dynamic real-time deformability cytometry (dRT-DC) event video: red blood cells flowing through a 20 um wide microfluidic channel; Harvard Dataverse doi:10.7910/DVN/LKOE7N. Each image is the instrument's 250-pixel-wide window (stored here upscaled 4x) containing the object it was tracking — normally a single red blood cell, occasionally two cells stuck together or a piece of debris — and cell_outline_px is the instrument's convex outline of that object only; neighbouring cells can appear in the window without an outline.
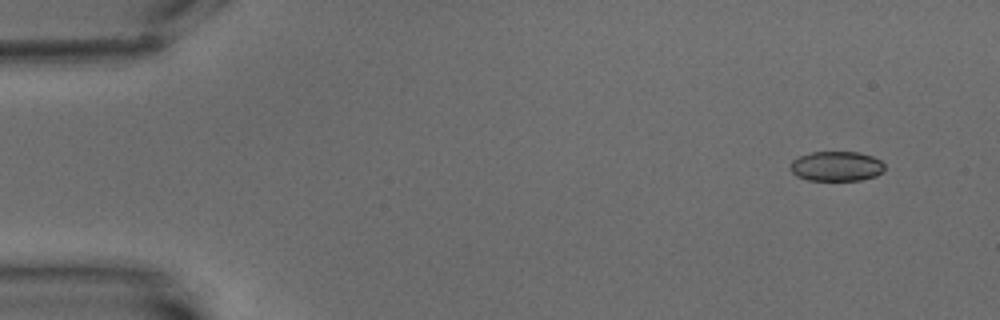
{"species": "common noctule bat (a hibernating species)", "species_latin": "Nyctalus noctula", "temperature_condition": "warm", "stored_images_in_passage": 11, "camera_frame_rate_fps": 3000, "um_per_image_px": 0.085, "animal": {"sex": "male", "body_mass_g": 15.6}, "frame": {"image": 1, "passage_image": 1, "time_ms": 0.0, "image_size_px": [1000, 320], "cell_outline_px": [[884, 172], [876, 176], [860, 180], [808, 180], [796, 176], [792, 172], [792, 160], [800, 156], [812, 152], [860, 152], [872, 156], [880, 160], [884, 164]], "centroid_in_image_um": [71.13, 14.13], "position_along_channel_um": 13.9, "area_um2": 16.36}}
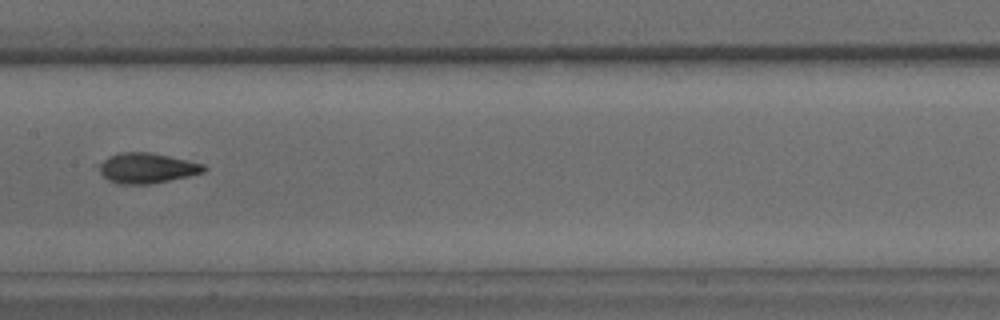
{"frame": {"image": 2, "passage_image": 8, "time_ms": 9.0, "image_size_px": [1000, 320], "cell_outline_px": [[208, 168], [204, 172], [188, 176], [148, 184], [120, 184], [108, 180], [100, 172], [100, 164], [108, 156], [120, 152], [148, 152], [188, 160], [204, 164]], "centroid_in_image_um": [12.5, 14.28], "position_along_channel_um": 194.9, "area_um2": 18.26}}
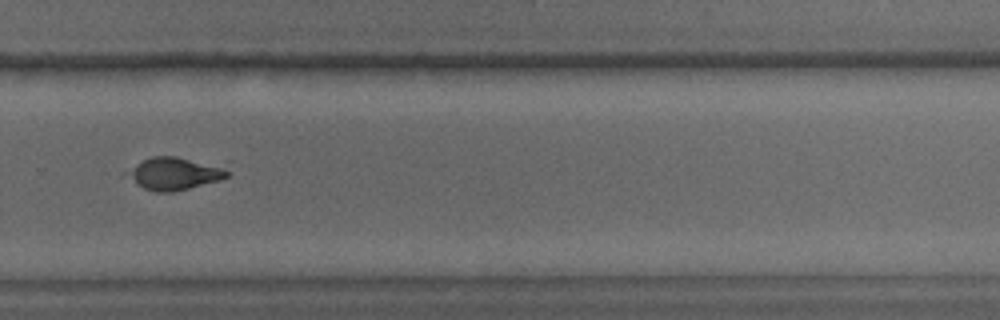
{"frame": {"image": 3, "passage_image": 11, "time_ms": 12.667, "image_size_px": [1000, 320], "cell_outline_px": [[232, 160], [228, 176], [220, 180], [172, 192], [156, 192], [144, 188], [136, 184], [120, 172], [152, 156], [176, 156]], "centroid_in_image_um": [15.02, 14.67], "position_along_channel_um": 314.8, "area_um2": 20.75}}